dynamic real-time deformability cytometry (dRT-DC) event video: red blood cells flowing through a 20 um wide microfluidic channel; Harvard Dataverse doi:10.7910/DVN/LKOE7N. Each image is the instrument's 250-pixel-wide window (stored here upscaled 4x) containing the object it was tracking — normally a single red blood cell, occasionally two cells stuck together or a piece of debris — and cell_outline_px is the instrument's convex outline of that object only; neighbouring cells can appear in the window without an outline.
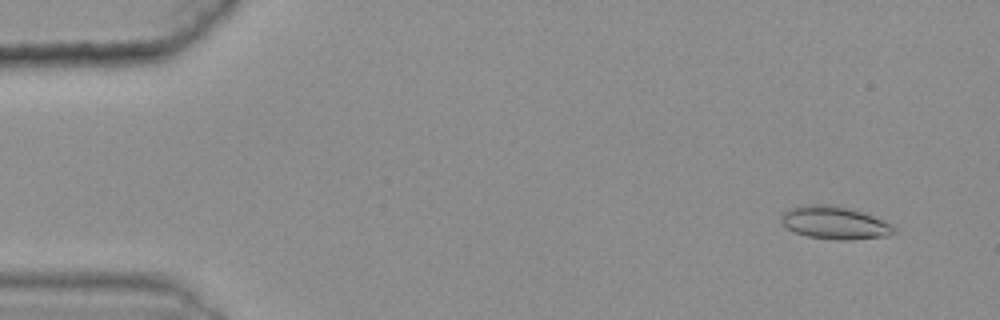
{"species": "common noctule bat (a hibernating species)", "species_latin": "Nyctalus noctula", "temperature_condition": "warm", "stored_images_in_passage": 48, "camera_frame_rate_fps": 3000, "um_per_image_px": 0.085, "animal": {"sex": "female", "body_mass_g": 25.1}, "frame": {"image": 1, "passage_image": 4, "time_ms": 1.0, "image_size_px": [1000, 320], "cell_outline_px": [[896, 232], [888, 236], [848, 240], [836, 240], [808, 236], [796, 232], [788, 228], [780, 220], [780, 216], [784, 212], [792, 208], [804, 204], [828, 204], [848, 208], [872, 216], [892, 224], [896, 228]], "centroid_in_image_um": [70.96, 18.94], "position_along_channel_um": 14.0, "area_um2": 21.39}}
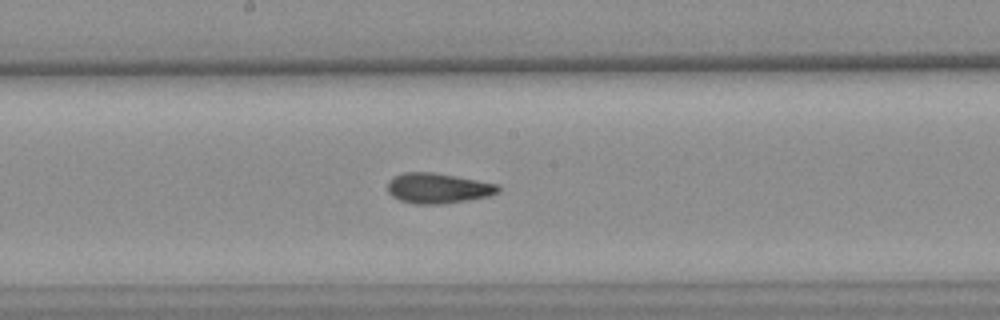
{"frame": {"image": 2, "passage_image": 30, "time_ms": 9.667, "image_size_px": [1000, 320], "cell_outline_px": [[500, 192], [488, 196], [468, 200], [440, 204], [416, 204], [400, 200], [392, 196], [388, 192], [388, 180], [404, 172], [432, 172], [456, 176], [500, 184]], "centroid_in_image_um": [37.25, 15.99], "position_along_channel_um": 210.9, "area_um2": 19.54}}
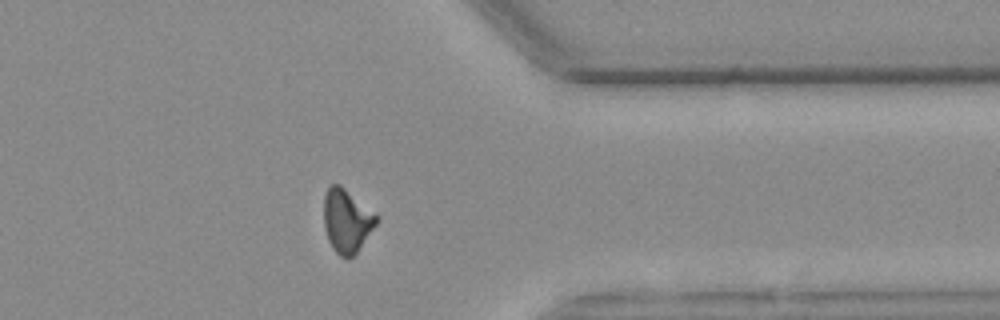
{"frame": {"image": 3, "passage_image": 45, "time_ms": 14.667, "image_size_px": [1000, 320], "cell_outline_px": [[376, 224], [356, 252], [348, 260], [340, 256], [332, 248], [328, 240], [324, 228], [324, 196], [328, 188], [332, 184], [340, 184], [376, 216]], "centroid_in_image_um": [29.41, 18.79], "position_along_channel_um": 382.0, "area_um2": 18.9}, "authors_computed_cell_mechanics": {"area_um2": 19.652, "velocity_mm_per_s": 3.6195, "shape_relaxation_time_tau1_ms": null, "shape_relaxation_time_tau2_ms": 1.9049, "deformation_change_tau1": null, "deformation_change_tau2": 0.0859}}